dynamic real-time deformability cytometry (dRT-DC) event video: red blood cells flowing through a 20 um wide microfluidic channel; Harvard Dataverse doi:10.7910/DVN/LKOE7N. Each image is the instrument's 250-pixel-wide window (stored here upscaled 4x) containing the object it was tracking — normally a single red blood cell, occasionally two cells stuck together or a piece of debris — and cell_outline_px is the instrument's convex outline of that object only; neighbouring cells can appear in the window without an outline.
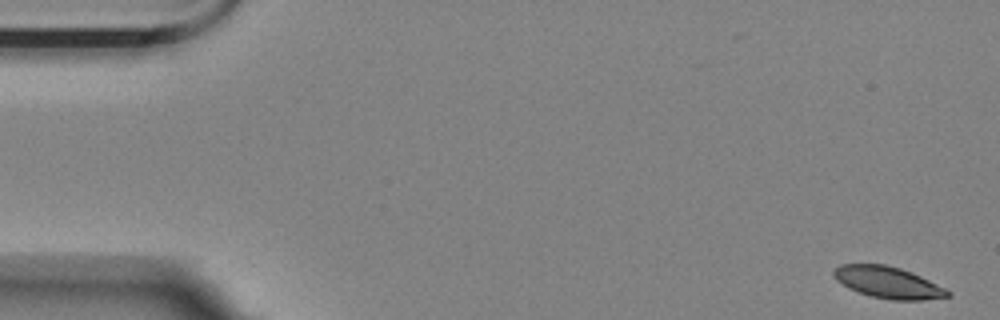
{"species": "Egyptian fruit bat (a non-hibernating species)", "species_latin": "Rousettus aegyptiacus", "temperature_condition": "room temperature", "stored_images_in_passage": 57, "camera_frame_rate_fps": 3000, "um_per_image_px": 0.085, "animal": {"sex": "female"}, "frame": {"image": 1, "passage_image": 1, "time_ms": 0.0, "image_size_px": [1000, 320], "cell_outline_px": [[952, 296], [924, 300], [892, 300], [872, 296], [848, 288], [836, 280], [832, 272], [840, 264], [884, 264], [900, 268], [912, 272], [952, 292]], "centroid_in_image_um": [75.49, 24.01], "position_along_channel_um": 9.5, "area_um2": 20.87}}
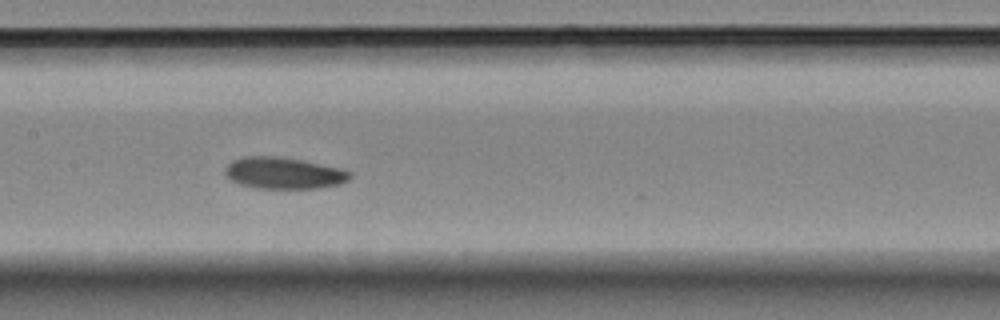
{"frame": {"image": 2, "passage_image": 27, "time_ms": 8.667, "image_size_px": [1000, 320], "cell_outline_px": [[352, 176], [348, 180], [340, 184], [316, 188], [256, 188], [240, 184], [232, 180], [224, 172], [224, 168], [232, 160], [244, 156], [276, 156], [300, 160], [340, 168], [352, 172]], "centroid_in_image_um": [24.11, 14.71], "position_along_channel_um": 183.3, "area_um2": 22.83}}
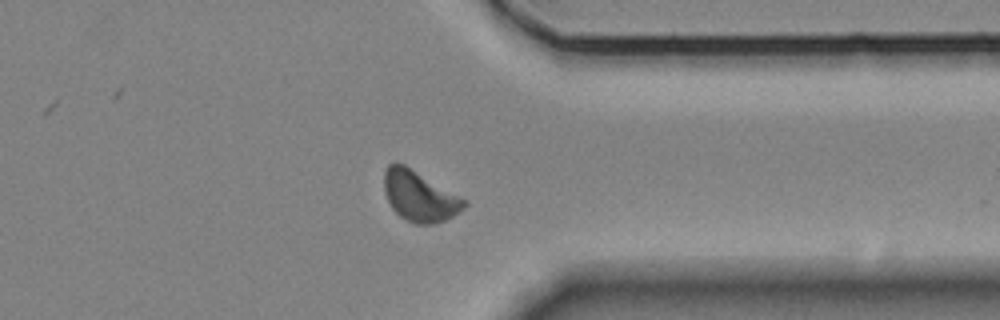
{"frame": {"image": 3, "passage_image": 44, "time_ms": 14.333, "image_size_px": [1000, 320], "cell_outline_px": [[468, 204], [464, 208], [452, 216], [436, 224], [416, 224], [400, 216], [392, 208], [384, 192], [384, 172], [388, 164], [404, 164], [468, 200]], "centroid_in_image_um": [35.67, 16.68], "position_along_channel_um": 375.7, "area_um2": 23.41}, "authors_computed_cell_mechanics": {"area_um2": 22.6576, "velocity_mm_per_s": 3.479, "shape_relaxation_time_tau1_ms": 2.1578, "shape_relaxation_time_tau2_ms": 2.7224, "deformation_change_tau1": 0.0749, "deformation_change_tau2": 0.0779}}